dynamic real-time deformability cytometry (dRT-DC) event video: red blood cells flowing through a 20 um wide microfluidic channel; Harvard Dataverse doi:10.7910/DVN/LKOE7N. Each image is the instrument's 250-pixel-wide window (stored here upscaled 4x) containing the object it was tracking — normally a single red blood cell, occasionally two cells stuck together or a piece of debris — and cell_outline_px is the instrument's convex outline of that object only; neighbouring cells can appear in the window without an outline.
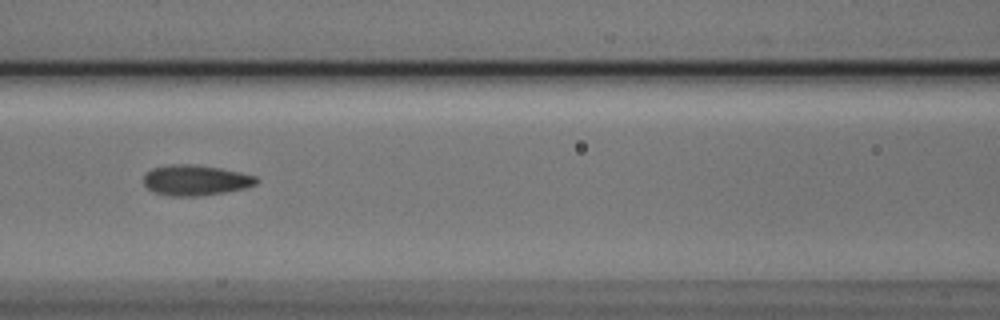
{"species": "Egyptian fruit bat (a non-hibernating species)", "species_latin": "Rousettus aegyptiacus", "temperature_condition": "cold", "stored_images_in_passage": 9, "camera_frame_rate_fps": 3000, "um_per_image_px": 0.085, "animal": {"sex": "male"}, "frame": {"image": 1, "passage_image": 7, "time_ms": 2.0, "image_size_px": [1000, 320], "cell_outline_px": [[260, 180], [256, 184], [244, 188], [224, 192], [196, 196], [172, 196], [156, 192], [148, 188], [144, 184], [144, 176], [152, 168], [172, 164], [192, 164], [220, 168], [240, 172], [256, 176]], "centroid_in_image_um": [16.64, 15.31], "position_along_channel_um": 150.0, "area_um2": 19.83}}
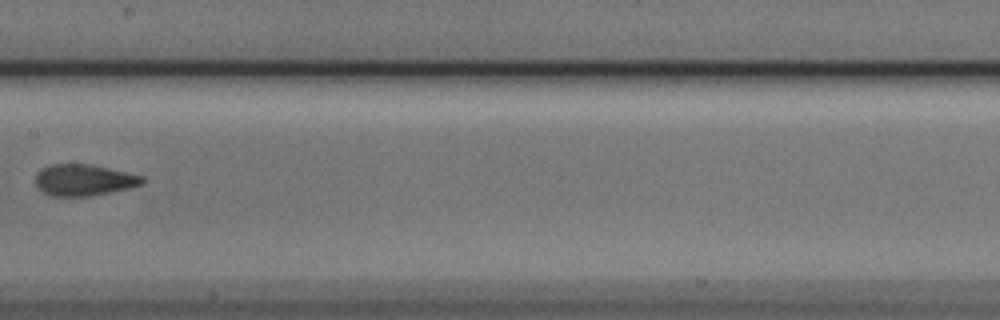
{"frame": {"image": 2, "passage_image": 8, "time_ms": 2.333, "image_size_px": [1000, 320], "cell_outline_px": [[144, 184], [128, 188], [92, 196], [52, 196], [44, 192], [36, 184], [36, 176], [44, 168], [52, 164], [88, 164], [108, 168], [144, 176]], "centroid_in_image_um": [7.17, 15.31], "position_along_channel_um": 200.2, "area_um2": 19.25}}
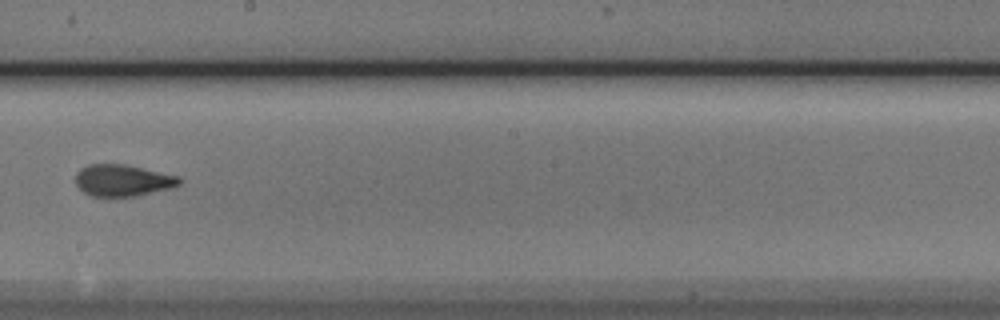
{"frame": {"image": 3, "passage_image": 9, "time_ms": 2.667, "image_size_px": [1000, 320], "cell_outline_px": [[180, 184], [172, 188], [136, 196], [88, 196], [76, 184], [76, 172], [80, 168], [88, 164], [124, 164], [180, 176]], "centroid_in_image_um": [10.42, 15.33], "position_along_channel_um": 237.8, "area_um2": 19.19}}